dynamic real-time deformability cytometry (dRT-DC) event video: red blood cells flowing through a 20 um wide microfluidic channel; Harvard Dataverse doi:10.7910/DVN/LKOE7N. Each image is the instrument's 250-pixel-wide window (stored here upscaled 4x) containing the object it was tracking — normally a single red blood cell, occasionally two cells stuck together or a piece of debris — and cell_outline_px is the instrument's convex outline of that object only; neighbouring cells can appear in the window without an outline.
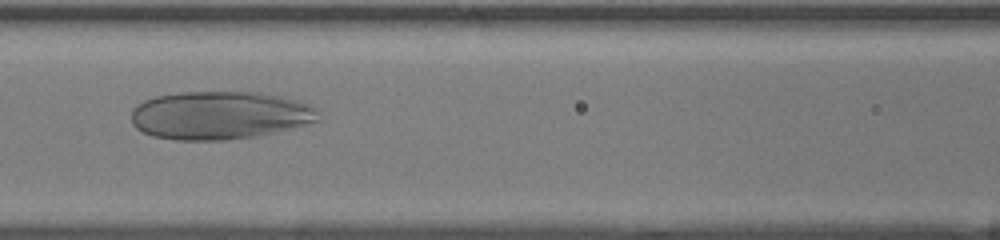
{"species": "human", "species_latin": "Homo sapiens", "temperature_condition": "room temperature", "stored_images_in_passage": 45, "camera_frame_rate_fps": 3000, "um_per_image_px": 0.085, "donor": {"sex": "female"}, "frame": {"image": 1, "passage_image": 19, "time_ms": 6.0, "image_size_px": [1000, 240], "cell_outline_px": [[320, 120], [272, 132], [252, 136], [224, 140], [176, 140], [152, 136], [136, 128], [132, 124], [132, 108], [136, 104], [144, 100], [156, 96], [180, 92], [260, 92], [280, 96], [296, 100], [308, 104], [316, 108]], "centroid_in_image_um": [18.62, 9.79], "position_along_channel_um": 148.0, "area_um2": 52.25}}
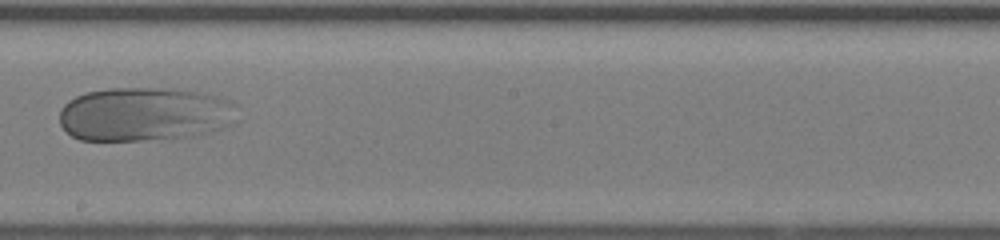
{"frame": {"image": 2, "passage_image": 25, "time_ms": 8.0, "image_size_px": [1000, 240], "cell_outline_px": [[240, 120], [236, 124], [212, 132], [192, 136], [140, 140], [80, 140], [72, 136], [60, 124], [60, 108], [68, 100], [76, 96], [88, 92], [108, 88], [164, 88], [196, 92], [216, 96], [232, 100], [236, 104]], "centroid_in_image_um": [12.37, 9.71], "position_along_channel_um": 235.8, "area_um2": 56.53}}
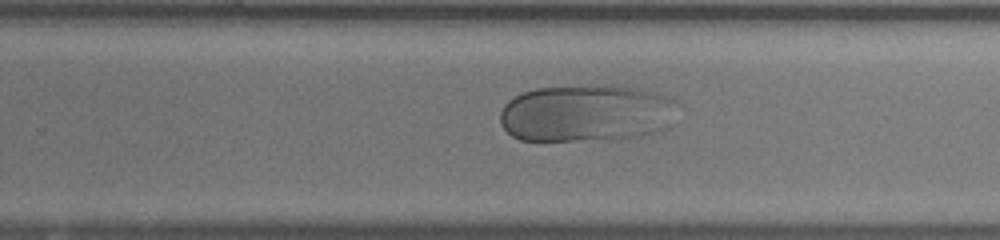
{"frame": {"image": 3, "passage_image": 28, "time_ms": 9.0, "image_size_px": [1000, 240], "cell_outline_px": [[680, 104], [672, 124], [668, 128], [640, 136], [612, 140], [520, 140], [512, 136], [500, 124], [500, 112], [504, 104], [508, 100], [524, 92], [536, 88], [600, 84], [608, 84], [636, 88], [656, 92], [668, 96], [676, 100]], "centroid_in_image_um": [49.91, 9.61], "position_along_channel_um": 279.9, "area_um2": 60.4}}